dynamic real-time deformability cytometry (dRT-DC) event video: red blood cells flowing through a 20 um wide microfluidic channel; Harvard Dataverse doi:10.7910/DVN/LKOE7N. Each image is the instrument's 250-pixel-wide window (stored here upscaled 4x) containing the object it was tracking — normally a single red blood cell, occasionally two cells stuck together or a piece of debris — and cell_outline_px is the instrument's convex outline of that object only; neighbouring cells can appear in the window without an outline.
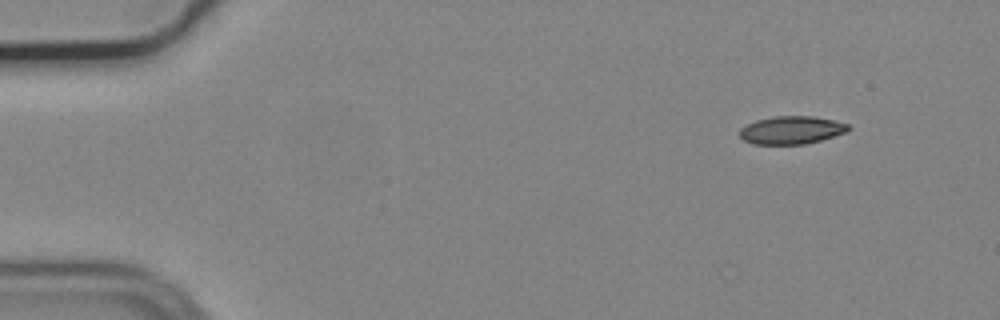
{"species": "common noctule bat (a hibernating species)", "species_latin": "Nyctalus noctula", "temperature_condition": "cold", "stored_images_in_passage": 4, "camera_frame_rate_fps": 3000, "um_per_image_px": 0.085, "animal": {"sex": "male", "body_mass_g": 19.2, "forearm_length_mm": 51.8}, "frame": {"image": 1, "passage_image": 1, "time_ms": 0.0, "image_size_px": [1000, 320], "cell_outline_px": [[852, 128], [848, 132], [820, 140], [804, 144], [752, 144], [744, 140], [740, 136], [740, 128], [756, 120], [772, 116], [812, 116], [836, 120], [848, 124]], "centroid_in_image_um": [67.31, 11.05], "position_along_channel_um": 17.7, "area_um2": 17.8}}
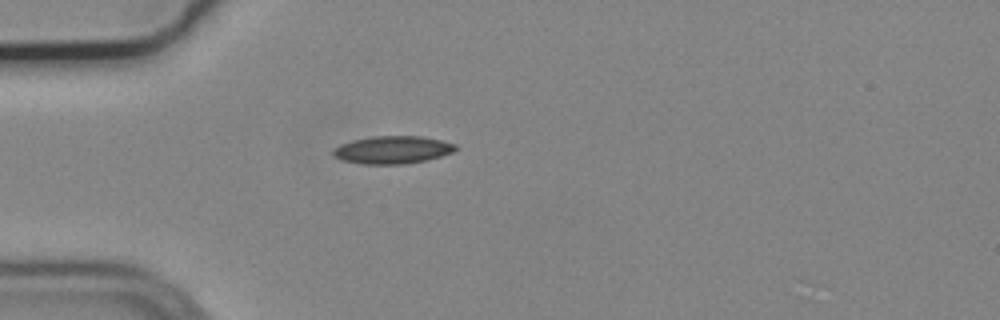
{"frame": {"image": 2, "passage_image": 4, "time_ms": 1.0, "image_size_px": [1000, 320], "cell_outline_px": [[460, 148], [452, 152], [428, 160], [404, 164], [364, 164], [340, 160], [332, 152], [332, 148], [340, 144], [352, 140], [372, 136], [420, 136], [440, 140], [456, 144]], "centroid_in_image_um": [33.36, 12.73], "position_along_channel_um": 51.6, "area_um2": 19.88}}